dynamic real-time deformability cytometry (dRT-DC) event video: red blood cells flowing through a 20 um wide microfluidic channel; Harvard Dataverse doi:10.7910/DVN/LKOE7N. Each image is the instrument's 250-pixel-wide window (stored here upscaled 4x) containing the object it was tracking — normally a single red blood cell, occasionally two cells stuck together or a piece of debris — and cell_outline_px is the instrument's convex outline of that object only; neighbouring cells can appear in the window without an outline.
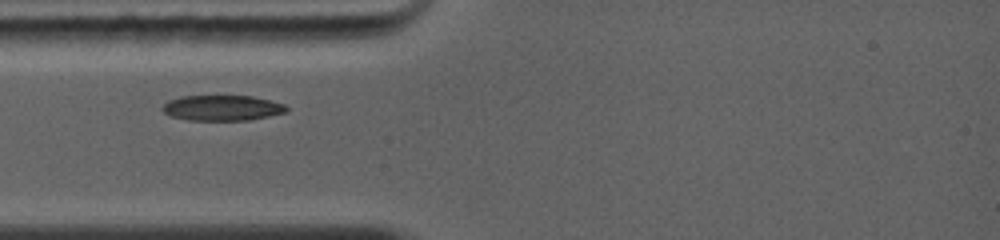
{"species": "common noctule bat (a hibernating species)", "species_latin": "Nyctalus noctula", "temperature_condition": "warm", "stored_images_in_passage": 35, "camera_frame_rate_fps": 5000, "um_per_image_px": 0.085, "animal": {"sex": "female", "body_mass_g": 19.0, "forearm_length_mm": 56.7}, "frame": {"image": 1, "passage_image": 1, "time_ms": 0.0, "image_size_px": [1000, 240], "cell_outline_px": [[288, 112], [248, 120], [188, 120], [172, 116], [164, 112], [160, 108], [168, 100], [180, 96], [252, 96], [284, 104], [288, 108]], "centroid_in_image_um": [18.87, 9.17], "position_along_channel_um": 66.1, "area_um2": 18.32}}
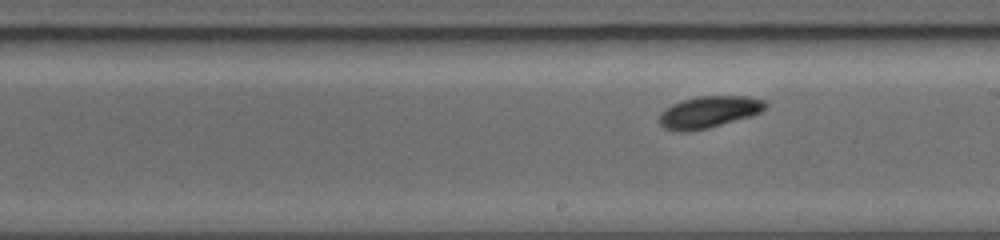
{"frame": {"image": 2, "passage_image": 16, "time_ms": 3.8, "image_size_px": [1000, 240], "cell_outline_px": [[768, 104], [760, 112], [752, 116], [708, 128], [688, 132], [676, 132], [664, 128], [660, 124], [660, 112], [664, 108], [680, 100], [696, 96], [748, 96], [768, 100]], "centroid_in_image_um": [60.25, 9.51], "position_along_channel_um": 228.8, "area_um2": 20.0}}
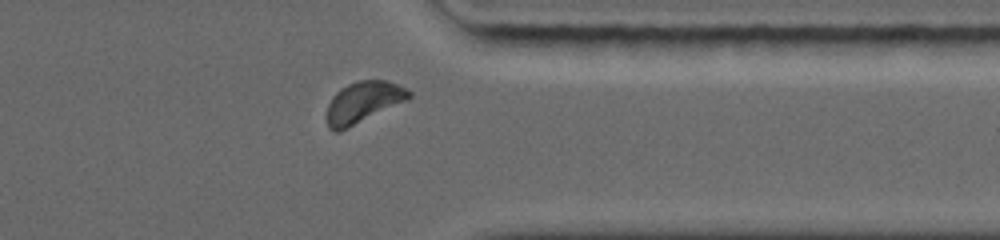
{"frame": {"image": 3, "passage_image": 30, "time_ms": 7.4, "image_size_px": [1000, 240], "cell_outline_px": [[412, 96], [408, 100], [340, 132], [336, 132], [328, 128], [324, 116], [328, 104], [332, 96], [340, 88], [356, 80], [388, 80], [408, 88], [412, 92]], "centroid_in_image_um": [30.86, 8.69], "position_along_channel_um": 380.5, "area_um2": 20.35}}